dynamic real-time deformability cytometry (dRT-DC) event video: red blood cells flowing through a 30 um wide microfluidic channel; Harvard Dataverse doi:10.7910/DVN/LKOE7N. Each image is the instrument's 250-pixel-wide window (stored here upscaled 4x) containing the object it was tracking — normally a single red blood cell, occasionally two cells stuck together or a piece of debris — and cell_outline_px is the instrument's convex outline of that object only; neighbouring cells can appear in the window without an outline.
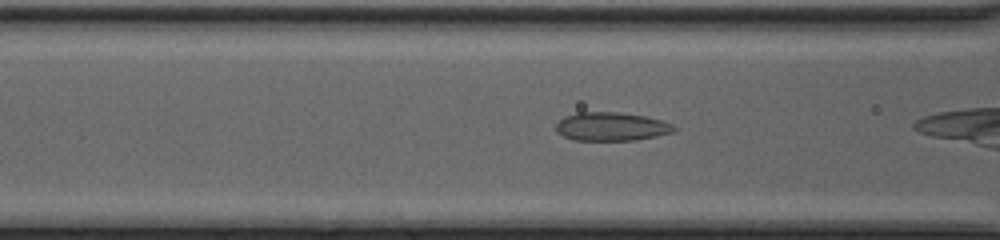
{"species": "common noctule bat (a hibernating species)", "species_latin": "Nyctalus noctula", "temperature_condition": "cold", "stored_images_in_passage": 22, "camera_frame_rate_fps": 3000, "um_per_image_px": 0.085, "animal": {"sex": "female", "body_mass_g": 20.0, "forearm_length_mm": 54.0}, "frame": {"image": 1, "passage_image": 15, "time_ms": 4.667, "image_size_px": [1000, 240], "cell_outline_px": [[676, 128], [672, 132], [656, 136], [636, 140], [572, 140], [556, 132], [556, 124], [564, 116], [576, 112], [620, 112], [648, 116], [672, 124]], "centroid_in_image_um": [51.94, 10.75], "position_along_channel_um": 114.7, "area_um2": 19.71}}
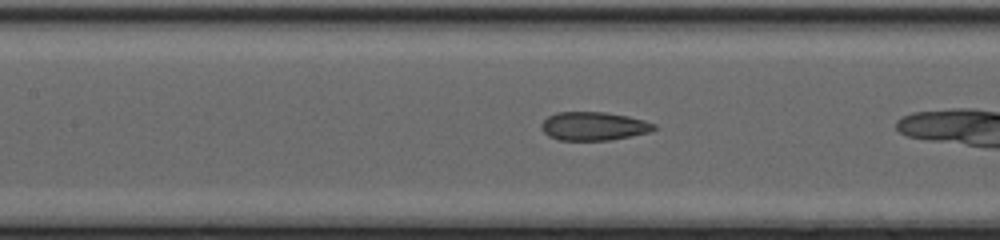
{"frame": {"image": 2, "passage_image": 18, "time_ms": 5.667, "image_size_px": [1000, 240], "cell_outline_px": [[660, 128], [648, 132], [632, 136], [612, 140], [560, 140], [548, 136], [540, 128], [540, 124], [548, 116], [556, 112], [604, 112], [628, 116], [644, 120], [656, 124]], "centroid_in_image_um": [50.48, 10.72], "position_along_channel_um": 156.9, "area_um2": 18.9}}
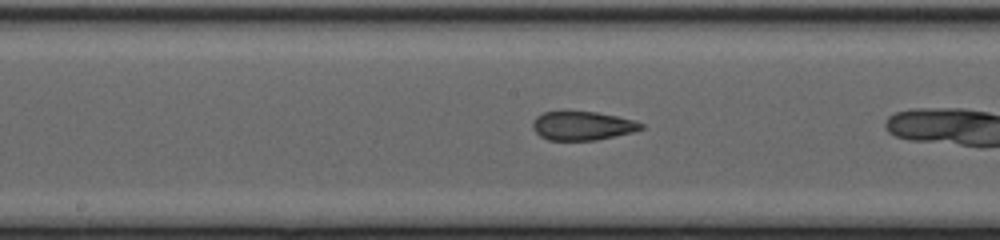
{"frame": {"image": 3, "passage_image": 21, "time_ms": 6.667, "image_size_px": [1000, 240], "cell_outline_px": [[644, 128], [632, 132], [596, 140], [548, 140], [540, 136], [532, 128], [532, 124], [536, 116], [544, 112], [564, 108], [596, 112], [616, 116], [632, 120], [644, 124]], "centroid_in_image_um": [49.44, 10.64], "position_along_channel_um": 198.8, "area_um2": 18.73}}